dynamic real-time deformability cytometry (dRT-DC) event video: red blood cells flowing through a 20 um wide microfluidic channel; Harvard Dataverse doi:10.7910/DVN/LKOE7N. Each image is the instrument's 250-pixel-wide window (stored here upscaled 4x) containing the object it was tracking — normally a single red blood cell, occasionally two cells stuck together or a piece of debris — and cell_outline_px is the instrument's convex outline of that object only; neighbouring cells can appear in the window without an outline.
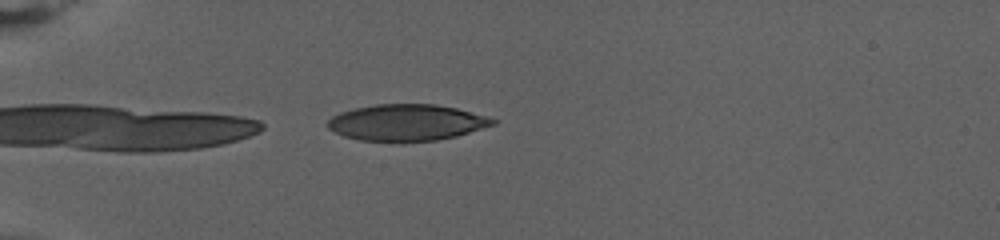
{"species": "human", "species_latin": "Homo sapiens", "temperature_condition": "warm", "stored_images_in_passage": 52, "camera_frame_rate_fps": 3000, "um_per_image_px": 0.085, "donor": {"sex": "female"}, "frame": {"image": 1, "passage_image": 1, "time_ms": 0.0, "image_size_px": [1000, 240], "cell_outline_px": [[500, 120], [496, 124], [456, 136], [436, 140], [360, 140], [344, 136], [328, 128], [324, 124], [332, 116], [340, 112], [356, 108], [376, 104], [436, 104], [456, 108]], "centroid_in_image_um": [34.57, 10.39], "position_along_channel_um": 50.4, "area_um2": 34.56}}
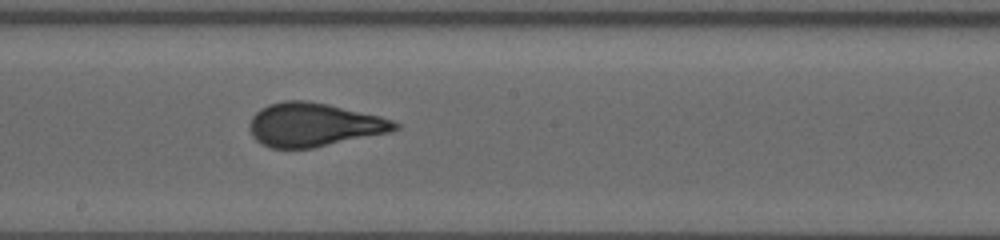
{"frame": {"image": 2, "passage_image": 22, "time_ms": 7.0, "image_size_px": [1000, 240], "cell_outline_px": [[400, 128], [388, 132], [312, 148], [272, 148], [260, 144], [252, 136], [248, 128], [248, 124], [252, 116], [260, 108], [268, 104], [284, 100], [304, 100], [328, 104], [380, 116], [392, 120], [400, 124]], "centroid_in_image_um": [26.62, 10.6], "position_along_channel_um": 221.6, "area_um2": 36.88}}
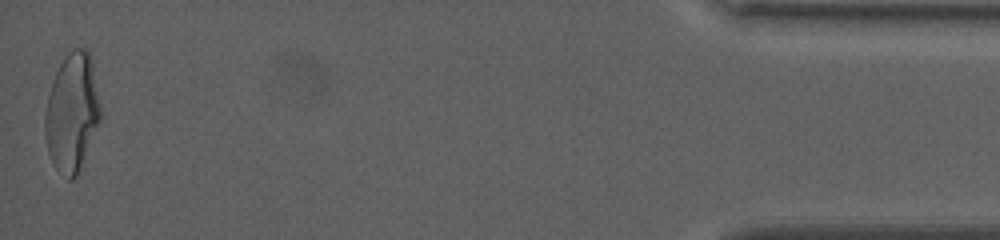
{"frame": {"image": 3, "passage_image": 52, "time_ms": 17.0, "image_size_px": [1000, 240], "cell_outline_px": [[100, 120], [80, 168], [76, 176], [72, 180], [68, 180], [52, 164], [48, 152], [44, 132], [44, 116], [48, 96], [52, 80], [60, 64], [68, 52], [72, 48], [84, 48], [88, 52], [92, 60], [100, 108]], "centroid_in_image_um": [6.1, 9.56], "position_along_channel_um": 429.1, "area_um2": 38.03}, "authors_computed_cell_mechanics": {"area_um2": 36.2984, "velocity_mm_per_s": 2.8599, "shape_relaxation_time_tau1_ms": 8.9229, "shape_relaxation_time_tau2_ms": null, "deformation_change_tau1": 0.2608, "deformation_change_tau2": null}}